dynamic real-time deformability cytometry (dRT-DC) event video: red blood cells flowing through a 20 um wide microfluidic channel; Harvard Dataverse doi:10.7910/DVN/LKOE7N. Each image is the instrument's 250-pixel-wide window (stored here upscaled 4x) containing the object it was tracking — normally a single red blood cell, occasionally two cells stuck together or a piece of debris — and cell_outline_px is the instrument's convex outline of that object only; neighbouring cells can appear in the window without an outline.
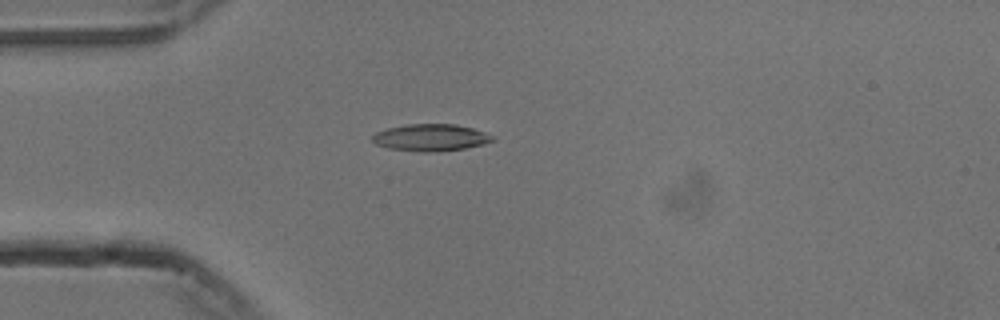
{"species": "common noctule bat (a hibernating species)", "species_latin": "Nyctalus noctula", "temperature_condition": "cold", "stored_images_in_passage": 41, "camera_frame_rate_fps": 3000, "um_per_image_px": 0.085, "animal": {"sex": "male", "body_mass_g": 13.3}, "frame": {"image": 1, "passage_image": 1, "time_ms": 0.0, "image_size_px": [1000, 320], "cell_outline_px": [[496, 140], [484, 144], [464, 148], [432, 152], [424, 152], [388, 148], [376, 144], [372, 140], [372, 136], [376, 132], [388, 128], [408, 124], [456, 124], [472, 128], [484, 132], [492, 136]], "centroid_in_image_um": [36.61, 11.69], "position_along_channel_um": 48.4, "area_um2": 18.73}}
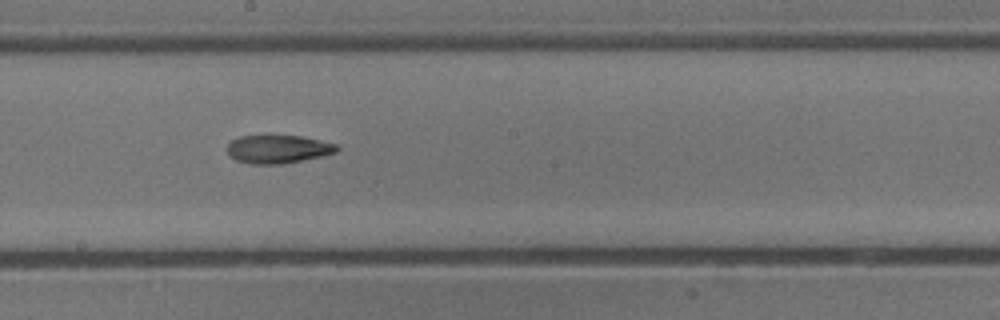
{"frame": {"image": 2, "passage_image": 16, "time_ms": 5.0, "image_size_px": [1000, 320], "cell_outline_px": [[340, 148], [336, 152], [320, 156], [284, 164], [252, 164], [236, 160], [228, 156], [228, 144], [232, 140], [240, 136], [272, 132], [300, 136], [320, 140], [336, 144]], "centroid_in_image_um": [23.59, 12.62], "position_along_channel_um": 224.6, "area_um2": 18.79}}
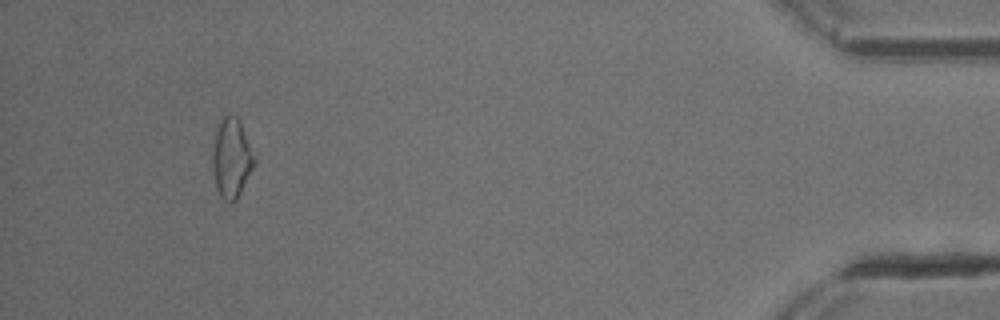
{"frame": {"image": 3, "passage_image": 37, "time_ms": 12.0, "image_size_px": [1000, 320], "cell_outline_px": [[256, 160], [236, 200], [224, 200], [220, 196], [216, 188], [212, 172], [212, 148], [216, 124], [224, 116], [236, 116], [240, 120], [256, 156]], "centroid_in_image_um": [19.65, 13.39], "position_along_channel_um": 415.5, "area_um2": 19.54}, "authors_computed_cell_mechanics": {"area_um2": 18.3804, "velocity_mm_per_s": 3.7653, "shape_relaxation_time_tau1_ms": 4.2532, "shape_relaxation_time_tau2_ms": null, "deformation_change_tau1": 0.1405, "deformation_change_tau2": null}}